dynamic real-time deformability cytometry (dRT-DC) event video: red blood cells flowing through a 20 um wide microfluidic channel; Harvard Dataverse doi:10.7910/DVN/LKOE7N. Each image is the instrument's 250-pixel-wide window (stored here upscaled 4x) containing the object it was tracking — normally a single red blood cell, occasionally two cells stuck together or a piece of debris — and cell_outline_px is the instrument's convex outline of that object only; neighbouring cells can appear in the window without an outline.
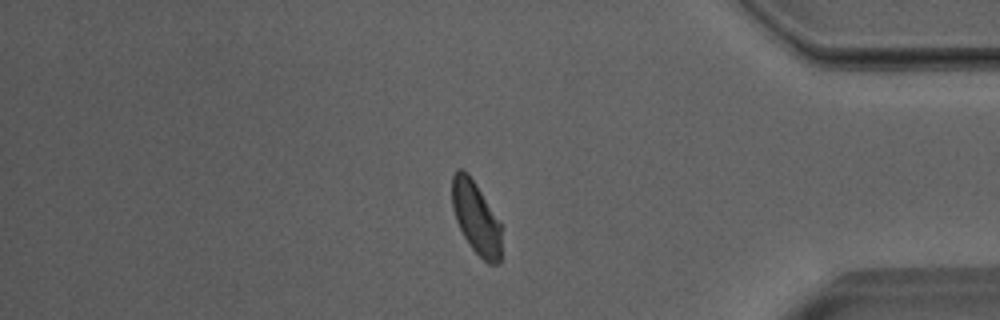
{"species": "Egyptian fruit bat (a non-hibernating species)", "species_latin": "Rousettus aegyptiacus", "temperature_condition": "room temperature", "stored_images_in_passage": 52, "camera_frame_rate_fps": 3000, "um_per_image_px": 0.085, "animal": {"sex": "male"}, "frame": {"image": 1, "passage_image": 44, "time_ms": 14.333, "image_size_px": [1000, 320], "cell_outline_px": [[500, 264], [488, 264], [472, 248], [464, 236], [456, 220], [452, 208], [452, 176], [456, 168], [460, 168], [468, 172], [500, 224]], "centroid_in_image_um": [40.42, 18.5], "position_along_channel_um": 394.8, "area_um2": 20.4}}
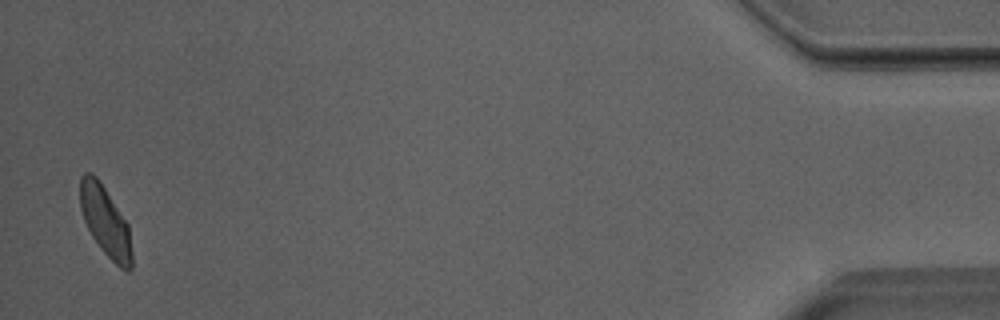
{"frame": {"image": 2, "passage_image": 51, "time_ms": 16.667, "image_size_px": [1000, 320], "cell_outline_px": [[132, 268], [128, 272], [124, 272], [100, 248], [92, 236], [84, 220], [80, 208], [80, 176], [84, 172], [92, 172], [96, 176], [128, 224], [132, 252]], "centroid_in_image_um": [8.96, 18.84], "position_along_channel_um": 426.2, "area_um2": 20.98}, "authors_computed_cell_mechanics": {"area_um2": 22.4553, "velocity_mm_per_s": 3.9735, "shape_relaxation_time_tau1_ms": 4.1045, "shape_relaxation_time_tau2_ms": 1.0725, "deformation_change_tau1": 0.1204, "deformation_change_tau2": 0.0578}}